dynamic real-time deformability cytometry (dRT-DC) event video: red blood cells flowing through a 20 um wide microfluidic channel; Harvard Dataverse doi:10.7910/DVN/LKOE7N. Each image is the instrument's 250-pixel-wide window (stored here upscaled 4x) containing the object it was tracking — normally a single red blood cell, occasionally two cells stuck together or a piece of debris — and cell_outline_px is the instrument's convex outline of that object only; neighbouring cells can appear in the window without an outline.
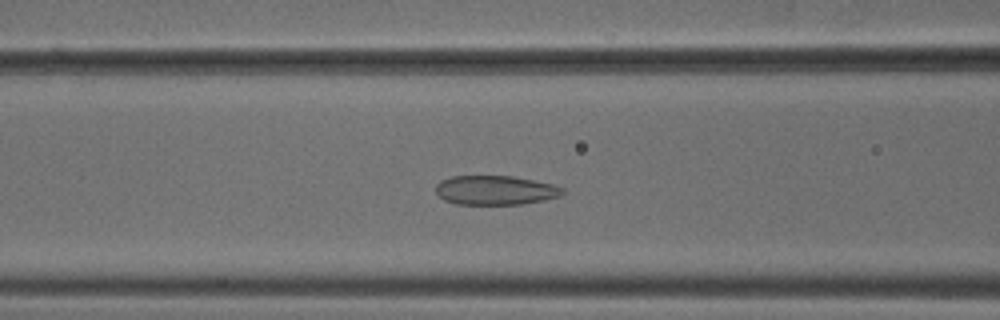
{"species": "common noctule bat (a hibernating species)", "species_latin": "Nyctalus noctula", "temperature_condition": "cold", "stored_images_in_passage": 50, "camera_frame_rate_fps": 3000, "um_per_image_px": 0.085, "animal": {"sex": "male", "body_mass_g": 18.8}, "frame": {"image": 1, "passage_image": 19, "time_ms": 6.0, "image_size_px": [1000, 320], "cell_outline_px": [[564, 192], [560, 196], [544, 200], [524, 204], [456, 204], [444, 200], [436, 192], [436, 184], [440, 180], [452, 176], [512, 176], [556, 184], [564, 188]], "centroid_in_image_um": [42.13, 16.16], "position_along_channel_um": 124.5, "area_um2": 21.79}}
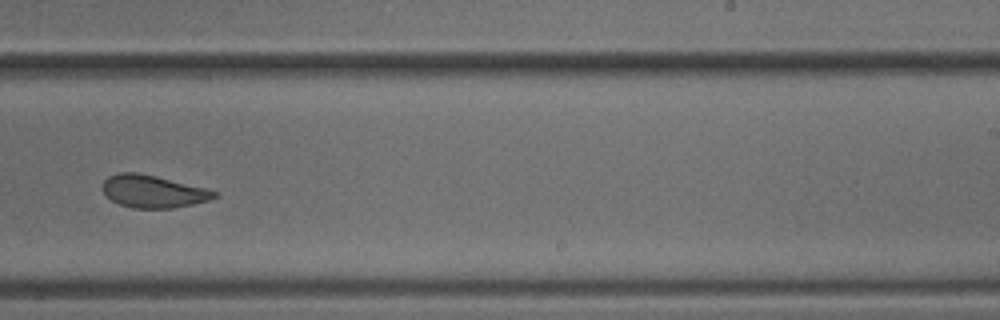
{"frame": {"image": 2, "passage_image": 31, "time_ms": 10.0, "image_size_px": [1000, 320], "cell_outline_px": [[220, 196], [208, 200], [192, 204], [172, 208], [132, 208], [120, 204], [112, 200], [104, 192], [104, 180], [108, 176], [120, 172], [136, 172], [156, 176], [208, 188], [220, 192]], "centroid_in_image_um": [13.08, 16.26], "position_along_channel_um": 275.9, "area_um2": 21.15}}
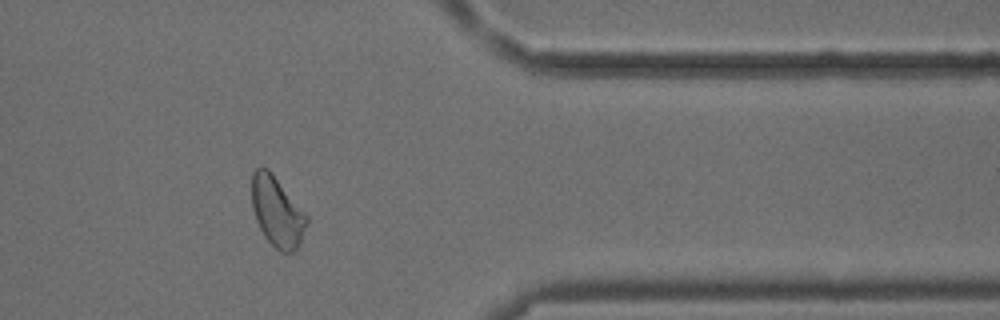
{"frame": {"image": 3, "passage_image": 41, "time_ms": 13.333, "image_size_px": [1000, 320], "cell_outline_px": [[308, 224], [300, 244], [292, 252], [280, 252], [264, 236], [256, 220], [252, 208], [252, 172], [256, 168], [268, 168], [272, 172], [308, 216]], "centroid_in_image_um": [23.56, 17.99], "position_along_channel_um": 387.8, "area_um2": 22.43}, "authors_computed_cell_mechanics": {"area_um2": 22.6865, "velocity_mm_per_s": 3.7865, "shape_relaxation_time_tau1_ms": null, "shape_relaxation_time_tau2_ms": 2.0394, "deformation_change_tau1": null, "deformation_change_tau2": 0.0791}}